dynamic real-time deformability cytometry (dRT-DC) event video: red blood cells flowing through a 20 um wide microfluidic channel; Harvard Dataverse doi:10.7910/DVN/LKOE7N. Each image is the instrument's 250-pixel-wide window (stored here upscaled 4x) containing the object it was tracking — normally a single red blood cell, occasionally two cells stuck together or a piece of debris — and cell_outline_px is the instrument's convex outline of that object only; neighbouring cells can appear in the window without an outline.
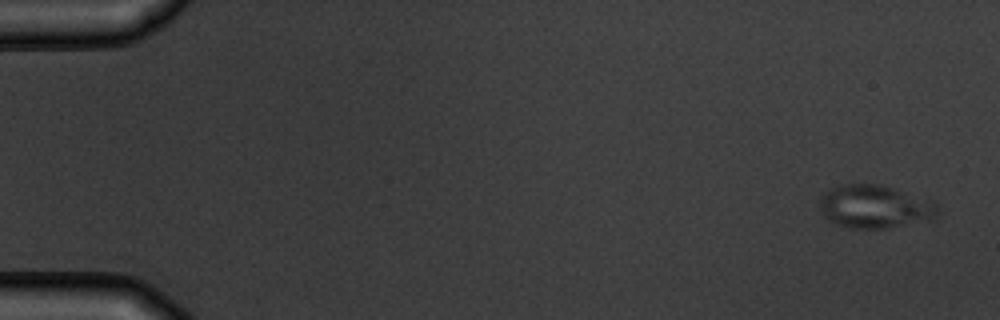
{"species": "common noctule bat (a hibernating species)", "species_latin": "Nyctalus noctula", "temperature_condition": "warm", "stored_images_in_passage": 5, "camera_frame_rate_fps": 3000, "um_per_image_px": 0.085, "animal": {"sex": "male", "body_mass_g": 19.5, "forearm_length_mm": 54.6}, "frame": {"image": 1, "passage_image": 1, "time_ms": 0.0, "image_size_px": [1000, 320], "cell_outline_px": [[940, 212], [928, 220], [884, 228], [848, 228], [836, 224], [828, 220], [824, 216], [820, 208], [820, 196], [824, 192], [840, 184], [880, 184], [932, 200], [936, 204]], "centroid_in_image_um": [74.32, 17.55], "position_along_channel_um": 10.7, "area_um2": 29.59}}